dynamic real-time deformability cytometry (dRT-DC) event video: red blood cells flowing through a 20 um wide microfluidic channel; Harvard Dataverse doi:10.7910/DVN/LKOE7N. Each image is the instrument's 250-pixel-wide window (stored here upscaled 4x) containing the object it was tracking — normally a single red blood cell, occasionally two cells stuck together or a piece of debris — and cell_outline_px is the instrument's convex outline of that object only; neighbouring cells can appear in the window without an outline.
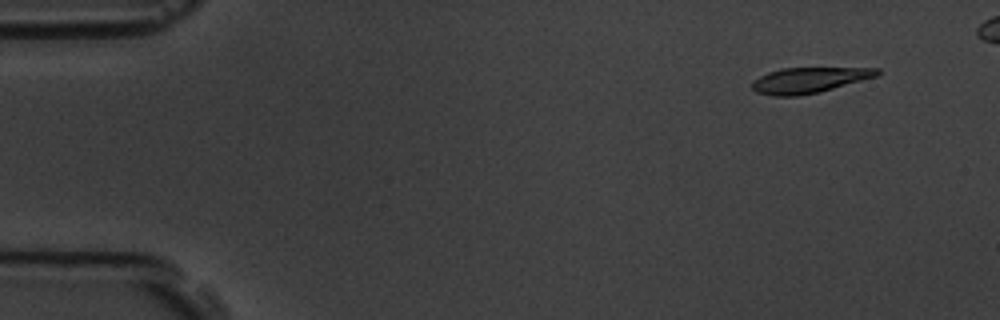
{"species": "common noctule bat (a hibernating species)", "species_latin": "Nyctalus noctula", "temperature_condition": "room temperature", "stored_images_in_passage": 7, "camera_frame_rate_fps": 3000, "um_per_image_px": 0.085, "animal": {"sex": "male", "body_mass_g": 19.5, "forearm_length_mm": 54.6}, "frame": {"image": 1, "passage_image": 2, "time_ms": 1.0, "image_size_px": [1000, 320], "cell_outline_px": [[880, 72], [876, 76], [820, 92], [796, 96], [772, 96], [756, 92], [752, 88], [752, 80], [768, 72], [780, 68], [880, 68]], "centroid_in_image_um": [68.72, 6.81], "position_along_channel_um": 16.3, "area_um2": 18.55}}
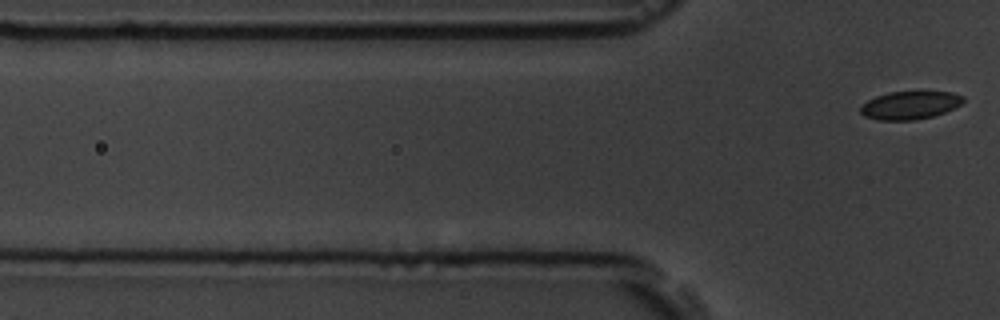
{"frame": {"image": 2, "passage_image": 7, "time_ms": 7.667, "image_size_px": [1000, 320], "cell_outline_px": [[964, 100], [960, 104], [944, 112], [932, 116], [912, 120], [880, 120], [864, 116], [860, 112], [860, 108], [868, 100], [876, 96], [888, 92], [916, 88], [920, 88], [952, 92], [964, 96]], "centroid_in_image_um": [77.37, 8.87], "position_along_channel_um": 48.4, "area_um2": 17.51}}